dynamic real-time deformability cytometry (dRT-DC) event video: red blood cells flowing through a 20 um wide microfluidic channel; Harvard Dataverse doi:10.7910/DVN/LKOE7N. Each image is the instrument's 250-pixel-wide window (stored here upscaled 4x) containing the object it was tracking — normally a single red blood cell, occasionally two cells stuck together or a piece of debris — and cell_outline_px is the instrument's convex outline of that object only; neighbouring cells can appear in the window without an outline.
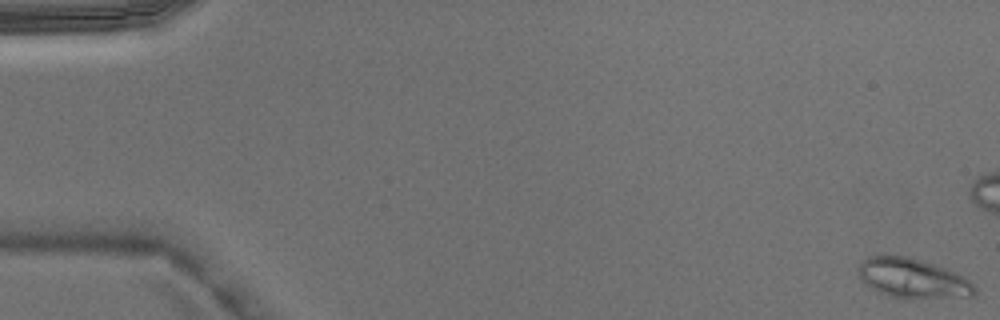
{"species": "Egyptian fruit bat (a non-hibernating species)", "species_latin": "Rousettus aegyptiacus", "temperature_condition": "warm", "stored_images_in_passage": 5, "camera_frame_rate_fps": 3000, "um_per_image_px": 0.085, "animal": {"sex": "male"}, "frame": {"image": 1, "passage_image": 1, "time_ms": 0.0, "image_size_px": [1000, 320], "cell_outline_px": [[976, 296], [912, 300], [904, 300], [888, 296], [872, 288], [860, 280], [856, 272], [856, 268], [868, 256], [880, 252], [908, 256], [944, 268], [968, 280], [976, 288]], "centroid_in_image_um": [77.49, 23.66], "position_along_channel_um": 7.5, "area_um2": 27.74}}